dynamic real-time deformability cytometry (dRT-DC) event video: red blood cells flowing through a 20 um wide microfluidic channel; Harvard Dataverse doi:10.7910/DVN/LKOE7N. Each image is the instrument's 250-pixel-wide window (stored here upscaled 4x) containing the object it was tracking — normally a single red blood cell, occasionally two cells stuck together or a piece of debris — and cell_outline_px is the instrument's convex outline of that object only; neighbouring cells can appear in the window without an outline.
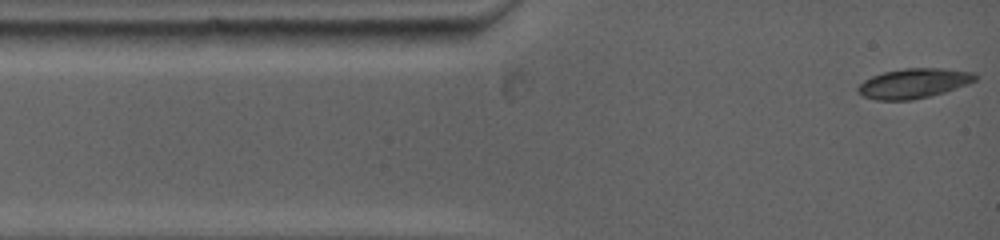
{"species": "common noctule bat (a hibernating species)", "species_latin": "Nyctalus noctula", "temperature_condition": "warm", "stored_images_in_passage": 4, "camera_frame_rate_fps": 5000, "um_per_image_px": 0.085, "animal": {"sex": "female", "body_mass_g": 19.0, "forearm_length_mm": 53.3}, "frame": {"image": 1, "passage_image": 1, "time_ms": 0.0, "image_size_px": [1000, 240], "cell_outline_px": [[976, 80], [944, 92], [912, 100], [876, 100], [864, 96], [856, 92], [856, 88], [864, 80], [872, 76], [884, 72], [904, 68], [940, 68], [976, 72]], "centroid_in_image_um": [77.63, 7.08], "position_along_channel_um": 7.4, "area_um2": 20.23}}